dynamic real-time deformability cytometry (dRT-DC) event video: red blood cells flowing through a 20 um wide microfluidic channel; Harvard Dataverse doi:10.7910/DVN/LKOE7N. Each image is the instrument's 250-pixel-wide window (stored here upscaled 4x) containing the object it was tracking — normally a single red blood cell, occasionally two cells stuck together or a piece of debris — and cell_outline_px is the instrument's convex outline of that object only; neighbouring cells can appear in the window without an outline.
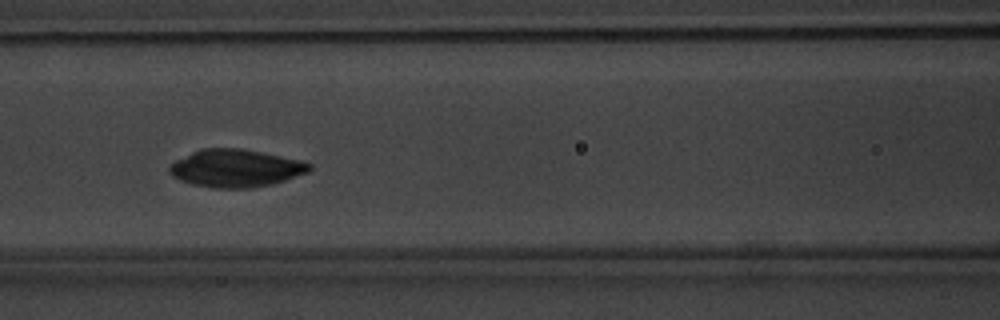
{"species": "common noctule bat (a hibernating species)", "species_latin": "Nyctalus noctula", "temperature_condition": "warm", "stored_images_in_passage": 8, "camera_frame_rate_fps": 3000, "um_per_image_px": 0.085, "animal": {"sex": "male", "body_mass_g": 20.1, "forearm_length_mm": 53.5}, "frame": {"image": 1, "passage_image": 6, "time_ms": 6.667, "image_size_px": [1000, 320], "cell_outline_px": [[312, 168], [308, 172], [272, 184], [252, 188], [212, 188], [192, 184], [180, 180], [172, 176], [168, 172], [168, 168], [176, 160], [200, 148], [240, 148], [300, 160], [312, 164]], "centroid_in_image_um": [20.01, 14.3], "position_along_channel_um": 146.6, "area_um2": 30.63}}